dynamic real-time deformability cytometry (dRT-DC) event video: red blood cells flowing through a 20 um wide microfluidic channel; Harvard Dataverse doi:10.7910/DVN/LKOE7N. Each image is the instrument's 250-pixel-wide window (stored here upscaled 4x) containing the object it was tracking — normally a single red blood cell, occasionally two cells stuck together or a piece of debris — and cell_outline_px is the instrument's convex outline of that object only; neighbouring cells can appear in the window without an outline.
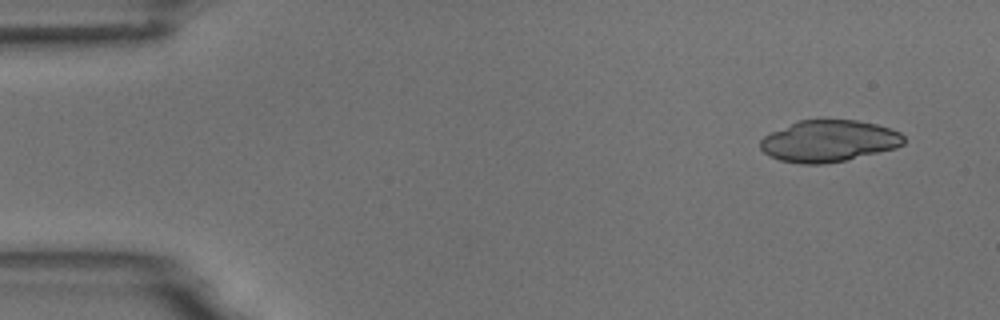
{"species": "common noctule bat (a hibernating species)", "species_latin": "Nyctalus noctula", "temperature_condition": "room temperature", "stored_images_in_passage": 7, "camera_frame_rate_fps": 3000, "um_per_image_px": 0.085, "animal": {"sex": "male", "body_mass_g": 18.8}, "frame": {"image": 1, "passage_image": 1, "time_ms": 0.0, "image_size_px": [1000, 320], "cell_outline_px": [[904, 144], [896, 148], [844, 160], [824, 164], [800, 164], [780, 160], [768, 156], [760, 148], [760, 140], [764, 136], [772, 132], [800, 120], [856, 120], [876, 124], [900, 132], [904, 136]], "centroid_in_image_um": [70.44, 11.99], "position_along_channel_um": 14.6, "area_um2": 34.56}}